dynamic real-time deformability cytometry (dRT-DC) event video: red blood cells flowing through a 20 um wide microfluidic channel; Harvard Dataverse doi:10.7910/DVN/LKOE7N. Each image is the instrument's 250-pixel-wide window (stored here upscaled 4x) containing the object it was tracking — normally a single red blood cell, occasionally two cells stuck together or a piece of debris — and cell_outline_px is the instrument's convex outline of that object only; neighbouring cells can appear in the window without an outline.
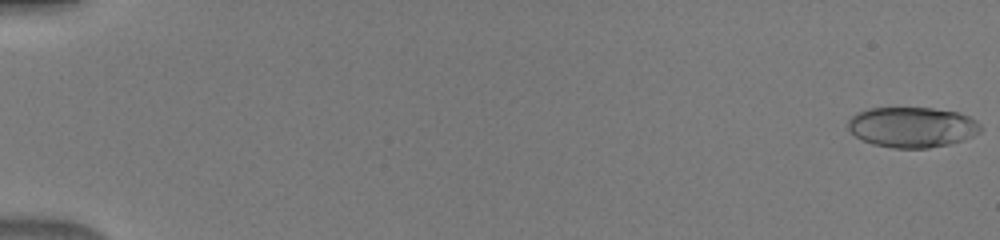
{"species": "human", "species_latin": "Homo sapiens", "temperature_condition": "warm", "stored_images_in_passage": 51, "camera_frame_rate_fps": 3000, "um_per_image_px": 0.085, "donor": {"sex": "male"}, "frame": {"image": 1, "passage_image": 1, "time_ms": 0.0, "image_size_px": [1000, 240], "cell_outline_px": [[980, 132], [972, 136], [948, 144], [928, 148], [892, 148], [872, 144], [856, 136], [848, 128], [848, 120], [856, 112], [868, 108], [932, 108], [956, 112], [968, 116], [976, 120], [980, 124]], "centroid_in_image_um": [77.5, 10.8], "position_along_channel_um": 7.5, "area_um2": 31.04}}
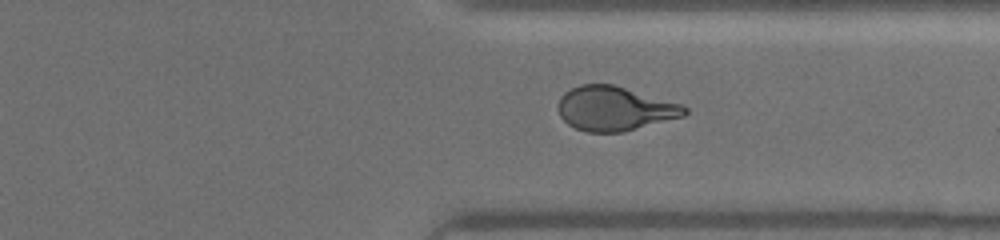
{"frame": {"image": 2, "passage_image": 40, "time_ms": 13.0, "image_size_px": [1000, 240], "cell_outline_px": [[688, 112], [684, 116], [624, 132], [588, 132], [576, 128], [568, 124], [560, 116], [556, 108], [560, 96], [564, 92], [580, 84], [612, 84], [680, 104], [688, 108]], "centroid_in_image_um": [52.21, 9.23], "position_along_channel_um": 359.2, "area_um2": 32.54}}
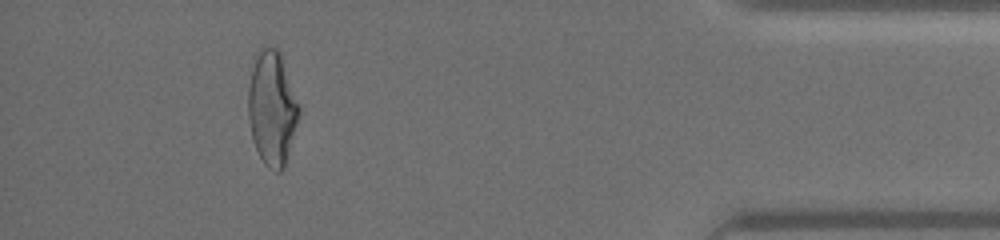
{"frame": {"image": 3, "passage_image": 47, "time_ms": 15.333, "image_size_px": [1000, 240], "cell_outline_px": [[300, 112], [284, 168], [280, 172], [276, 172], [268, 168], [264, 164], [252, 140], [248, 116], [248, 88], [252, 68], [260, 52], [264, 48], [276, 48], [280, 52], [300, 108]], "centroid_in_image_um": [23.12, 9.26], "position_along_channel_um": 412.1, "area_um2": 33.23}}